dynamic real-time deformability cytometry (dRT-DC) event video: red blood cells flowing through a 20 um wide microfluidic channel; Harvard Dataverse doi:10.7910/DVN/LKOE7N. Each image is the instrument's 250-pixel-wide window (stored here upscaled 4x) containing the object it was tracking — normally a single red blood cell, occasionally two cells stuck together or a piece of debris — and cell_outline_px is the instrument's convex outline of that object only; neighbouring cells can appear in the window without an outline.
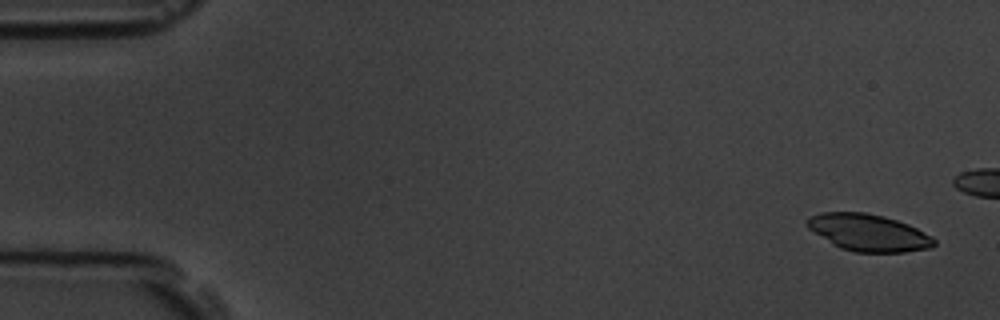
{"species": "common noctule bat (a hibernating species)", "species_latin": "Nyctalus noctula", "temperature_condition": "room temperature", "stored_images_in_passage": 4, "camera_frame_rate_fps": 3000, "um_per_image_px": 0.085, "animal": {"sex": "male", "body_mass_g": 19.5, "forearm_length_mm": 54.6}, "frame": {"image": 1, "passage_image": 1, "time_ms": 0.0, "image_size_px": [1000, 320], "cell_outline_px": [[936, 244], [932, 248], [904, 252], [852, 252], [840, 248], [832, 244], [808, 228], [808, 216], [820, 212], [864, 212], [884, 216], [908, 224], [932, 236], [936, 240]], "centroid_in_image_um": [73.84, 19.78], "position_along_channel_um": 11.2, "area_um2": 27.4}}